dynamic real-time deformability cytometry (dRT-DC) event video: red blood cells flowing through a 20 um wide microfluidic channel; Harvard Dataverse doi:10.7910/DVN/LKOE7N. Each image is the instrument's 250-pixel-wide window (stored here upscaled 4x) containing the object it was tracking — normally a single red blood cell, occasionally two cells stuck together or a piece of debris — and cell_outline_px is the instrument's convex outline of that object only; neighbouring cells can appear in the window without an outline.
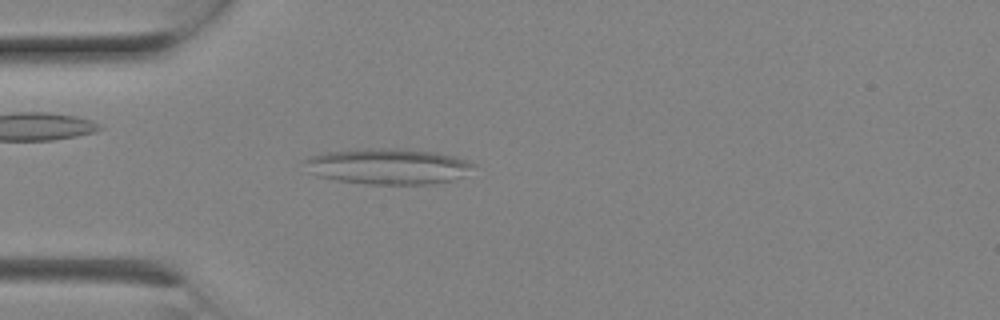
{"species": "Egyptian fruit bat (a non-hibernating species)", "species_latin": "Rousettus aegyptiacus", "temperature_condition": "room temperature", "stored_images_in_passage": 8, "camera_frame_rate_fps": 3000, "um_per_image_px": 0.085, "animal": {"sex": "female"}, "frame": {"image": 1, "passage_image": 5, "time_ms": 1.333, "image_size_px": [1000, 320], "cell_outline_px": [[476, 164], [460, 176], [452, 180], [432, 184], [364, 184], [336, 180], [316, 176], [308, 172], [304, 160], [312, 156], [324, 152], [356, 148], [404, 148], [436, 152], [468, 160]], "centroid_in_image_um": [32.92, 14.12], "position_along_channel_um": 52.1, "area_um2": 35.43}}